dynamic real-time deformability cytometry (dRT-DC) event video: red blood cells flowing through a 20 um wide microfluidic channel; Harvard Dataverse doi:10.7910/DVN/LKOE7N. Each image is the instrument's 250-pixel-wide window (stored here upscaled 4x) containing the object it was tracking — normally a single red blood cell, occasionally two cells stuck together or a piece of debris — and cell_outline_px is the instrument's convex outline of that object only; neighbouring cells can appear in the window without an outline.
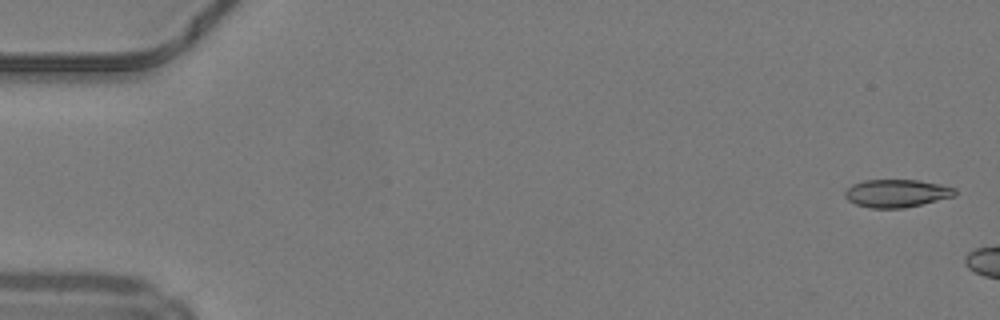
{"species": "common noctule bat (a hibernating species)", "species_latin": "Nyctalus noctula", "temperature_condition": "warm", "stored_images_in_passage": 10, "camera_frame_rate_fps": 3000, "um_per_image_px": 0.085, "animal": {"sex": "male", "body_mass_g": 19.2, "forearm_length_mm": 51.8}, "frame": {"image": 1, "passage_image": 2, "time_ms": 0.333, "image_size_px": [1000, 320], "cell_outline_px": [[956, 196], [904, 208], [872, 208], [856, 204], [848, 200], [844, 196], [844, 192], [852, 184], [864, 180], [920, 180], [940, 184], [956, 188]], "centroid_in_image_um": [76.23, 16.42], "position_along_channel_um": 8.8, "area_um2": 17.92}}